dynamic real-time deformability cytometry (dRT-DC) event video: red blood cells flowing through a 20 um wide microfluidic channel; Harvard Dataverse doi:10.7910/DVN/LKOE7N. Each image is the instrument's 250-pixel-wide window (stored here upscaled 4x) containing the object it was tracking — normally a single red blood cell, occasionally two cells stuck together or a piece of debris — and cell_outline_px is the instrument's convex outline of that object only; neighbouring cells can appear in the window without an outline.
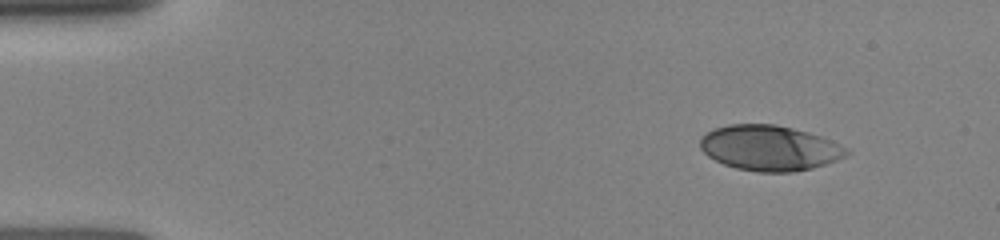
{"species": "human", "species_latin": "Homo sapiens", "temperature_condition": "room temperature", "stored_images_in_passage": 8, "camera_frame_rate_fps": 3000, "um_per_image_px": 0.085, "donor": {"sex": "female"}, "frame": {"image": 1, "passage_image": 1, "time_ms": 0.0, "image_size_px": [1000, 240], "cell_outline_px": [[852, 152], [836, 160], [812, 168], [792, 172], [760, 172], [736, 168], [724, 164], [708, 156], [700, 148], [700, 136], [712, 128], [728, 124], [776, 124], [808, 132], [832, 140], [848, 148]], "centroid_in_image_um": [65.4, 12.57], "position_along_channel_um": 19.6, "area_um2": 38.78}}